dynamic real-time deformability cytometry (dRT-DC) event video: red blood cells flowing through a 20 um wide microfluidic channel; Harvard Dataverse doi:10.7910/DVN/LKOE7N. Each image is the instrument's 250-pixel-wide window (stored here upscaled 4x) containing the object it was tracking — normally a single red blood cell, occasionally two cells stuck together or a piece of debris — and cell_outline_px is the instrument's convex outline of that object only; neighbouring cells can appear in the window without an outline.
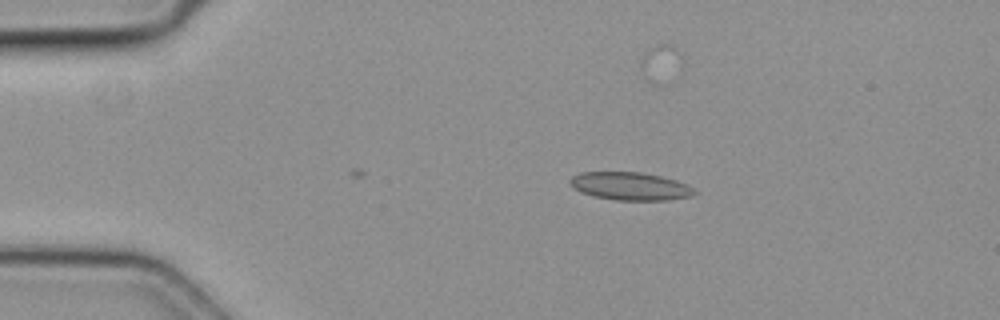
{"species": "common noctule bat (a hibernating species)", "species_latin": "Nyctalus noctula", "temperature_condition": "cold", "stored_images_in_passage": 40, "camera_frame_rate_fps": 3000, "um_per_image_px": 0.085, "animal": {"sex": "female", "body_mass_g": 19.3, "forearm_length_mm": 54.1}, "frame": {"image": 1, "passage_image": 1, "time_ms": 0.0, "image_size_px": [1000, 320], "cell_outline_px": [[700, 192], [692, 196], [668, 200], [616, 200], [592, 196], [580, 192], [572, 188], [568, 184], [568, 180], [572, 176], [580, 172], [640, 172], [660, 176], [676, 180], [688, 184]], "centroid_in_image_um": [53.56, 15.83], "position_along_channel_um": 31.4, "area_um2": 20.63}}
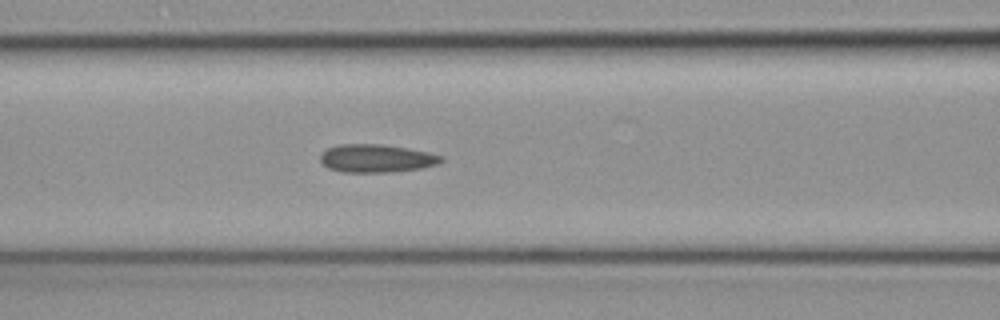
{"frame": {"image": 2, "passage_image": 13, "time_ms": 4.0, "image_size_px": [1000, 320], "cell_outline_px": [[444, 160], [440, 164], [420, 168], [392, 172], [344, 172], [328, 168], [320, 160], [320, 152], [328, 148], [340, 144], [380, 144], [408, 148], [428, 152], [444, 156]], "centroid_in_image_um": [32.02, 13.46], "position_along_channel_um": 134.6, "area_um2": 19.88}}
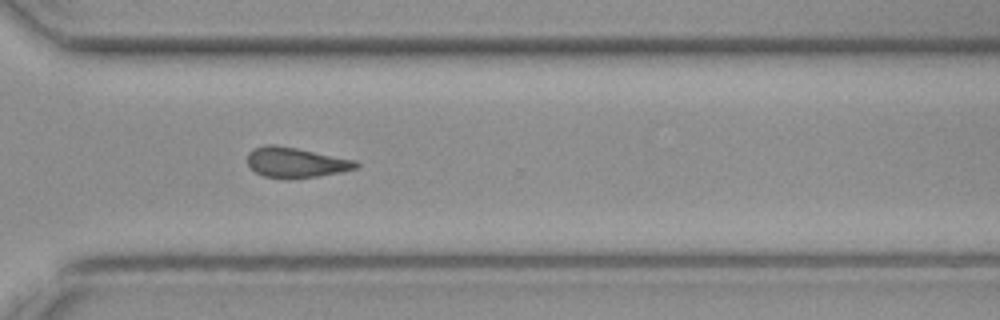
{"frame": {"image": 3, "passage_image": 29, "time_ms": 9.333, "image_size_px": [1000, 320], "cell_outline_px": [[360, 164], [356, 168], [340, 172], [320, 176], [284, 180], [264, 176], [256, 172], [248, 164], [248, 152], [252, 148], [264, 144], [276, 144], [356, 160]], "centroid_in_image_um": [25.12, 13.81], "position_along_channel_um": 345.5, "area_um2": 19.36}}